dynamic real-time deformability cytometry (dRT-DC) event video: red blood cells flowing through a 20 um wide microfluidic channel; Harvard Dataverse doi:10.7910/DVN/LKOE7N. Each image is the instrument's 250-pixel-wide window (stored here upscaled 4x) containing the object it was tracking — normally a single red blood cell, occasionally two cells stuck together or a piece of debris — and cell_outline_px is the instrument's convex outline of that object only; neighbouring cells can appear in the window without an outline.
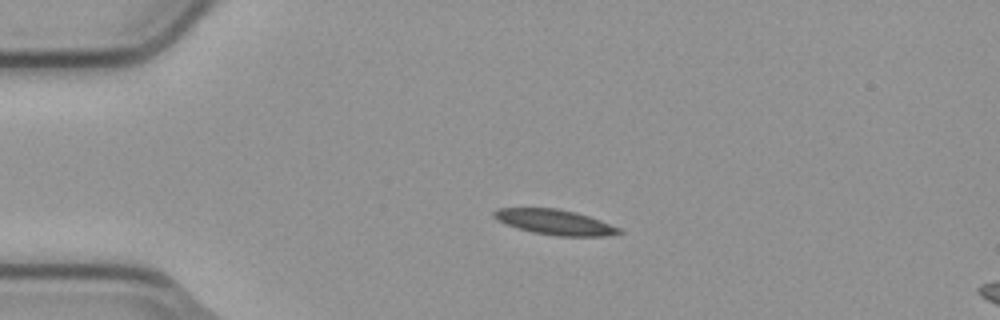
{"species": "common noctule bat (a hibernating species)", "species_latin": "Nyctalus noctula", "temperature_condition": "cold", "stored_images_in_passage": 2, "camera_frame_rate_fps": 3000, "um_per_image_px": 0.085, "animal": {"sex": "male", "body_mass_g": 23.1, "forearm_length_mm": 52.7}, "frame": {"image": 1, "passage_image": 1, "time_ms": 0.0, "image_size_px": [1000, 320], "cell_outline_px": [[624, 232], [604, 236], [556, 236], [532, 232], [516, 228], [504, 224], [496, 220], [492, 216], [492, 212], [500, 208], [556, 208], [576, 212], [600, 220], [620, 228]], "centroid_in_image_um": [47.12, 18.88], "position_along_channel_um": 37.9, "area_um2": 18.44}}